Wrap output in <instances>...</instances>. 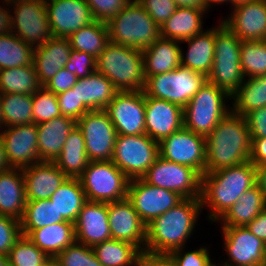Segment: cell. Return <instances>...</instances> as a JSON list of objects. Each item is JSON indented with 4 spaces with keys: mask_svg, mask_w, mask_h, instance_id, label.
<instances>
[{
    "mask_svg": "<svg viewBox=\"0 0 266 266\" xmlns=\"http://www.w3.org/2000/svg\"><path fill=\"white\" fill-rule=\"evenodd\" d=\"M117 135L145 134V94L143 91H118L106 107Z\"/></svg>",
    "mask_w": 266,
    "mask_h": 266,
    "instance_id": "e0dca14e",
    "label": "cell"
},
{
    "mask_svg": "<svg viewBox=\"0 0 266 266\" xmlns=\"http://www.w3.org/2000/svg\"><path fill=\"white\" fill-rule=\"evenodd\" d=\"M177 8H197L208 12L205 0H173Z\"/></svg>",
    "mask_w": 266,
    "mask_h": 266,
    "instance_id": "94428289",
    "label": "cell"
},
{
    "mask_svg": "<svg viewBox=\"0 0 266 266\" xmlns=\"http://www.w3.org/2000/svg\"><path fill=\"white\" fill-rule=\"evenodd\" d=\"M55 258L62 266H102L92 247L76 241Z\"/></svg>",
    "mask_w": 266,
    "mask_h": 266,
    "instance_id": "bcb514c9",
    "label": "cell"
},
{
    "mask_svg": "<svg viewBox=\"0 0 266 266\" xmlns=\"http://www.w3.org/2000/svg\"><path fill=\"white\" fill-rule=\"evenodd\" d=\"M251 233L266 243V208L246 225Z\"/></svg>",
    "mask_w": 266,
    "mask_h": 266,
    "instance_id": "680465c9",
    "label": "cell"
},
{
    "mask_svg": "<svg viewBox=\"0 0 266 266\" xmlns=\"http://www.w3.org/2000/svg\"><path fill=\"white\" fill-rule=\"evenodd\" d=\"M216 26L214 59L209 83L217 85L230 97L241 87L245 76L240 64V40L220 20Z\"/></svg>",
    "mask_w": 266,
    "mask_h": 266,
    "instance_id": "8992f818",
    "label": "cell"
},
{
    "mask_svg": "<svg viewBox=\"0 0 266 266\" xmlns=\"http://www.w3.org/2000/svg\"><path fill=\"white\" fill-rule=\"evenodd\" d=\"M75 126V120L63 115L37 125L40 162L55 161L63 149L67 136Z\"/></svg>",
    "mask_w": 266,
    "mask_h": 266,
    "instance_id": "484cf974",
    "label": "cell"
},
{
    "mask_svg": "<svg viewBox=\"0 0 266 266\" xmlns=\"http://www.w3.org/2000/svg\"><path fill=\"white\" fill-rule=\"evenodd\" d=\"M96 64L97 59L94 56L71 49L69 60L64 68L74 73L77 78H84L96 71Z\"/></svg>",
    "mask_w": 266,
    "mask_h": 266,
    "instance_id": "816d5d0a",
    "label": "cell"
},
{
    "mask_svg": "<svg viewBox=\"0 0 266 266\" xmlns=\"http://www.w3.org/2000/svg\"><path fill=\"white\" fill-rule=\"evenodd\" d=\"M225 266H266V243L249 231L246 226H220Z\"/></svg>",
    "mask_w": 266,
    "mask_h": 266,
    "instance_id": "5bb4252c",
    "label": "cell"
},
{
    "mask_svg": "<svg viewBox=\"0 0 266 266\" xmlns=\"http://www.w3.org/2000/svg\"><path fill=\"white\" fill-rule=\"evenodd\" d=\"M226 100L228 103L231 97L224 90L206 81L183 108V126L206 137L231 111Z\"/></svg>",
    "mask_w": 266,
    "mask_h": 266,
    "instance_id": "52a82bcc",
    "label": "cell"
},
{
    "mask_svg": "<svg viewBox=\"0 0 266 266\" xmlns=\"http://www.w3.org/2000/svg\"><path fill=\"white\" fill-rule=\"evenodd\" d=\"M203 211L200 198H184L175 207L146 225L144 252L168 254L185 247Z\"/></svg>",
    "mask_w": 266,
    "mask_h": 266,
    "instance_id": "6da1fadb",
    "label": "cell"
},
{
    "mask_svg": "<svg viewBox=\"0 0 266 266\" xmlns=\"http://www.w3.org/2000/svg\"><path fill=\"white\" fill-rule=\"evenodd\" d=\"M3 1H5L8 5H11L17 2L38 1V0H3Z\"/></svg>",
    "mask_w": 266,
    "mask_h": 266,
    "instance_id": "2644e50d",
    "label": "cell"
},
{
    "mask_svg": "<svg viewBox=\"0 0 266 266\" xmlns=\"http://www.w3.org/2000/svg\"><path fill=\"white\" fill-rule=\"evenodd\" d=\"M127 199L132 203L142 222L153 219L175 207L184 198L177 192L152 186L142 178L129 181Z\"/></svg>",
    "mask_w": 266,
    "mask_h": 266,
    "instance_id": "2e32d148",
    "label": "cell"
},
{
    "mask_svg": "<svg viewBox=\"0 0 266 266\" xmlns=\"http://www.w3.org/2000/svg\"><path fill=\"white\" fill-rule=\"evenodd\" d=\"M87 201L111 203L127 198L130 179L110 161H90L79 177Z\"/></svg>",
    "mask_w": 266,
    "mask_h": 266,
    "instance_id": "ba28073f",
    "label": "cell"
},
{
    "mask_svg": "<svg viewBox=\"0 0 266 266\" xmlns=\"http://www.w3.org/2000/svg\"><path fill=\"white\" fill-rule=\"evenodd\" d=\"M59 110L61 115L72 118L76 122L90 109L79 101L77 96V88H70L69 90L57 94Z\"/></svg>",
    "mask_w": 266,
    "mask_h": 266,
    "instance_id": "c3c4849f",
    "label": "cell"
},
{
    "mask_svg": "<svg viewBox=\"0 0 266 266\" xmlns=\"http://www.w3.org/2000/svg\"><path fill=\"white\" fill-rule=\"evenodd\" d=\"M0 266H10L8 256L0 254Z\"/></svg>",
    "mask_w": 266,
    "mask_h": 266,
    "instance_id": "003e7915",
    "label": "cell"
},
{
    "mask_svg": "<svg viewBox=\"0 0 266 266\" xmlns=\"http://www.w3.org/2000/svg\"><path fill=\"white\" fill-rule=\"evenodd\" d=\"M66 221L75 223L87 201L79 178L67 177L49 199Z\"/></svg>",
    "mask_w": 266,
    "mask_h": 266,
    "instance_id": "d590c367",
    "label": "cell"
},
{
    "mask_svg": "<svg viewBox=\"0 0 266 266\" xmlns=\"http://www.w3.org/2000/svg\"><path fill=\"white\" fill-rule=\"evenodd\" d=\"M220 266H225L222 262L221 264H219ZM218 264H216V262H211L209 266H219Z\"/></svg>",
    "mask_w": 266,
    "mask_h": 266,
    "instance_id": "8c879c8a",
    "label": "cell"
},
{
    "mask_svg": "<svg viewBox=\"0 0 266 266\" xmlns=\"http://www.w3.org/2000/svg\"><path fill=\"white\" fill-rule=\"evenodd\" d=\"M2 4L0 6V35L8 34L11 32V11L9 9L10 5H8L3 0Z\"/></svg>",
    "mask_w": 266,
    "mask_h": 266,
    "instance_id": "91938a15",
    "label": "cell"
},
{
    "mask_svg": "<svg viewBox=\"0 0 266 266\" xmlns=\"http://www.w3.org/2000/svg\"><path fill=\"white\" fill-rule=\"evenodd\" d=\"M77 79L74 73L66 68H62L43 86L57 95L72 88L76 84Z\"/></svg>",
    "mask_w": 266,
    "mask_h": 266,
    "instance_id": "db71d44e",
    "label": "cell"
},
{
    "mask_svg": "<svg viewBox=\"0 0 266 266\" xmlns=\"http://www.w3.org/2000/svg\"><path fill=\"white\" fill-rule=\"evenodd\" d=\"M108 220L112 239L132 243L144 252L146 225L127 198L108 203Z\"/></svg>",
    "mask_w": 266,
    "mask_h": 266,
    "instance_id": "44dd1931",
    "label": "cell"
},
{
    "mask_svg": "<svg viewBox=\"0 0 266 266\" xmlns=\"http://www.w3.org/2000/svg\"><path fill=\"white\" fill-rule=\"evenodd\" d=\"M136 1L145 9V11L160 27L175 12L177 8L173 0Z\"/></svg>",
    "mask_w": 266,
    "mask_h": 266,
    "instance_id": "f5cc1de1",
    "label": "cell"
},
{
    "mask_svg": "<svg viewBox=\"0 0 266 266\" xmlns=\"http://www.w3.org/2000/svg\"><path fill=\"white\" fill-rule=\"evenodd\" d=\"M10 266H44L50 259L28 237L21 236L8 254Z\"/></svg>",
    "mask_w": 266,
    "mask_h": 266,
    "instance_id": "ee69618b",
    "label": "cell"
},
{
    "mask_svg": "<svg viewBox=\"0 0 266 266\" xmlns=\"http://www.w3.org/2000/svg\"><path fill=\"white\" fill-rule=\"evenodd\" d=\"M206 12L197 8H176L160 27L161 37L182 42L201 33ZM204 15V16H203Z\"/></svg>",
    "mask_w": 266,
    "mask_h": 266,
    "instance_id": "1f68e13d",
    "label": "cell"
},
{
    "mask_svg": "<svg viewBox=\"0 0 266 266\" xmlns=\"http://www.w3.org/2000/svg\"><path fill=\"white\" fill-rule=\"evenodd\" d=\"M26 202L23 170L10 168L0 172V214L20 221Z\"/></svg>",
    "mask_w": 266,
    "mask_h": 266,
    "instance_id": "f1b7e54d",
    "label": "cell"
},
{
    "mask_svg": "<svg viewBox=\"0 0 266 266\" xmlns=\"http://www.w3.org/2000/svg\"><path fill=\"white\" fill-rule=\"evenodd\" d=\"M255 184L256 167L250 160L216 172H205L200 199L202 209L207 207L210 211L207 220L216 223Z\"/></svg>",
    "mask_w": 266,
    "mask_h": 266,
    "instance_id": "7a4b0ae2",
    "label": "cell"
},
{
    "mask_svg": "<svg viewBox=\"0 0 266 266\" xmlns=\"http://www.w3.org/2000/svg\"><path fill=\"white\" fill-rule=\"evenodd\" d=\"M71 49L67 38L54 36L50 37L45 44L34 48L33 65L42 86L65 67Z\"/></svg>",
    "mask_w": 266,
    "mask_h": 266,
    "instance_id": "d4e9b609",
    "label": "cell"
},
{
    "mask_svg": "<svg viewBox=\"0 0 266 266\" xmlns=\"http://www.w3.org/2000/svg\"><path fill=\"white\" fill-rule=\"evenodd\" d=\"M207 81V76L183 66L145 78L143 93L184 108Z\"/></svg>",
    "mask_w": 266,
    "mask_h": 266,
    "instance_id": "9c48e42d",
    "label": "cell"
},
{
    "mask_svg": "<svg viewBox=\"0 0 266 266\" xmlns=\"http://www.w3.org/2000/svg\"><path fill=\"white\" fill-rule=\"evenodd\" d=\"M4 129V130H3ZM0 135L11 168L23 169L40 162L35 123L4 127Z\"/></svg>",
    "mask_w": 266,
    "mask_h": 266,
    "instance_id": "d6986e66",
    "label": "cell"
},
{
    "mask_svg": "<svg viewBox=\"0 0 266 266\" xmlns=\"http://www.w3.org/2000/svg\"><path fill=\"white\" fill-rule=\"evenodd\" d=\"M54 37L68 38L81 27L95 21L85 0H44Z\"/></svg>",
    "mask_w": 266,
    "mask_h": 266,
    "instance_id": "ac0fdd59",
    "label": "cell"
},
{
    "mask_svg": "<svg viewBox=\"0 0 266 266\" xmlns=\"http://www.w3.org/2000/svg\"><path fill=\"white\" fill-rule=\"evenodd\" d=\"M27 237L50 258H55L76 241L74 223L70 221L35 229Z\"/></svg>",
    "mask_w": 266,
    "mask_h": 266,
    "instance_id": "4dcf8cb0",
    "label": "cell"
},
{
    "mask_svg": "<svg viewBox=\"0 0 266 266\" xmlns=\"http://www.w3.org/2000/svg\"><path fill=\"white\" fill-rule=\"evenodd\" d=\"M10 7L11 32L25 43L35 48L52 37L44 0L17 2Z\"/></svg>",
    "mask_w": 266,
    "mask_h": 266,
    "instance_id": "4fadbf2b",
    "label": "cell"
},
{
    "mask_svg": "<svg viewBox=\"0 0 266 266\" xmlns=\"http://www.w3.org/2000/svg\"><path fill=\"white\" fill-rule=\"evenodd\" d=\"M244 117L251 138H266V107L252 110Z\"/></svg>",
    "mask_w": 266,
    "mask_h": 266,
    "instance_id": "11a10c76",
    "label": "cell"
},
{
    "mask_svg": "<svg viewBox=\"0 0 266 266\" xmlns=\"http://www.w3.org/2000/svg\"><path fill=\"white\" fill-rule=\"evenodd\" d=\"M10 164L7 159L6 151H5V143L0 135V172L9 170Z\"/></svg>",
    "mask_w": 266,
    "mask_h": 266,
    "instance_id": "be15d7a7",
    "label": "cell"
},
{
    "mask_svg": "<svg viewBox=\"0 0 266 266\" xmlns=\"http://www.w3.org/2000/svg\"><path fill=\"white\" fill-rule=\"evenodd\" d=\"M89 162L83 134L76 125L67 136L63 149L54 163L67 177L79 178Z\"/></svg>",
    "mask_w": 266,
    "mask_h": 266,
    "instance_id": "d6a6232c",
    "label": "cell"
},
{
    "mask_svg": "<svg viewBox=\"0 0 266 266\" xmlns=\"http://www.w3.org/2000/svg\"><path fill=\"white\" fill-rule=\"evenodd\" d=\"M255 1V0H230L231 9L237 7L242 4H246L248 2ZM233 6V7H232Z\"/></svg>",
    "mask_w": 266,
    "mask_h": 266,
    "instance_id": "03108f58",
    "label": "cell"
},
{
    "mask_svg": "<svg viewBox=\"0 0 266 266\" xmlns=\"http://www.w3.org/2000/svg\"><path fill=\"white\" fill-rule=\"evenodd\" d=\"M181 43L159 37L152 45L142 51L144 76H154L175 70L181 66Z\"/></svg>",
    "mask_w": 266,
    "mask_h": 266,
    "instance_id": "4316f807",
    "label": "cell"
},
{
    "mask_svg": "<svg viewBox=\"0 0 266 266\" xmlns=\"http://www.w3.org/2000/svg\"><path fill=\"white\" fill-rule=\"evenodd\" d=\"M96 70L118 91H143L145 76L141 50L109 41L97 57Z\"/></svg>",
    "mask_w": 266,
    "mask_h": 266,
    "instance_id": "277c9868",
    "label": "cell"
},
{
    "mask_svg": "<svg viewBox=\"0 0 266 266\" xmlns=\"http://www.w3.org/2000/svg\"><path fill=\"white\" fill-rule=\"evenodd\" d=\"M107 26L109 41L141 51L161 36L160 26L136 0L129 2Z\"/></svg>",
    "mask_w": 266,
    "mask_h": 266,
    "instance_id": "5b68a950",
    "label": "cell"
},
{
    "mask_svg": "<svg viewBox=\"0 0 266 266\" xmlns=\"http://www.w3.org/2000/svg\"><path fill=\"white\" fill-rule=\"evenodd\" d=\"M67 39L72 49L83 51L97 59L109 42L107 23L94 21L73 32Z\"/></svg>",
    "mask_w": 266,
    "mask_h": 266,
    "instance_id": "f35d334b",
    "label": "cell"
},
{
    "mask_svg": "<svg viewBox=\"0 0 266 266\" xmlns=\"http://www.w3.org/2000/svg\"><path fill=\"white\" fill-rule=\"evenodd\" d=\"M1 110L4 127L33 123L31 94L2 93Z\"/></svg>",
    "mask_w": 266,
    "mask_h": 266,
    "instance_id": "b9f144b4",
    "label": "cell"
},
{
    "mask_svg": "<svg viewBox=\"0 0 266 266\" xmlns=\"http://www.w3.org/2000/svg\"><path fill=\"white\" fill-rule=\"evenodd\" d=\"M231 101V111L243 117L252 110L266 107V75L245 78Z\"/></svg>",
    "mask_w": 266,
    "mask_h": 266,
    "instance_id": "e575fe53",
    "label": "cell"
},
{
    "mask_svg": "<svg viewBox=\"0 0 266 266\" xmlns=\"http://www.w3.org/2000/svg\"><path fill=\"white\" fill-rule=\"evenodd\" d=\"M240 64L245 78L266 75L265 40L242 41Z\"/></svg>",
    "mask_w": 266,
    "mask_h": 266,
    "instance_id": "7bdbcfd3",
    "label": "cell"
},
{
    "mask_svg": "<svg viewBox=\"0 0 266 266\" xmlns=\"http://www.w3.org/2000/svg\"><path fill=\"white\" fill-rule=\"evenodd\" d=\"M215 38L216 26L180 42L188 45L186 53L181 51V66L208 76L213 66Z\"/></svg>",
    "mask_w": 266,
    "mask_h": 266,
    "instance_id": "83f0119b",
    "label": "cell"
},
{
    "mask_svg": "<svg viewBox=\"0 0 266 266\" xmlns=\"http://www.w3.org/2000/svg\"><path fill=\"white\" fill-rule=\"evenodd\" d=\"M44 266H62L57 260L56 258H50L45 264Z\"/></svg>",
    "mask_w": 266,
    "mask_h": 266,
    "instance_id": "a7ac6f4b",
    "label": "cell"
},
{
    "mask_svg": "<svg viewBox=\"0 0 266 266\" xmlns=\"http://www.w3.org/2000/svg\"><path fill=\"white\" fill-rule=\"evenodd\" d=\"M251 139V154L249 160L255 167L266 166V138Z\"/></svg>",
    "mask_w": 266,
    "mask_h": 266,
    "instance_id": "9f6ffc18",
    "label": "cell"
},
{
    "mask_svg": "<svg viewBox=\"0 0 266 266\" xmlns=\"http://www.w3.org/2000/svg\"><path fill=\"white\" fill-rule=\"evenodd\" d=\"M251 141L245 117L230 111L205 137L206 172H216L248 161Z\"/></svg>",
    "mask_w": 266,
    "mask_h": 266,
    "instance_id": "3957f363",
    "label": "cell"
},
{
    "mask_svg": "<svg viewBox=\"0 0 266 266\" xmlns=\"http://www.w3.org/2000/svg\"><path fill=\"white\" fill-rule=\"evenodd\" d=\"M95 21L108 23L132 0H85Z\"/></svg>",
    "mask_w": 266,
    "mask_h": 266,
    "instance_id": "f907efd6",
    "label": "cell"
},
{
    "mask_svg": "<svg viewBox=\"0 0 266 266\" xmlns=\"http://www.w3.org/2000/svg\"><path fill=\"white\" fill-rule=\"evenodd\" d=\"M72 88H77V96L90 110H105L118 90L112 82L97 70L87 77L78 78Z\"/></svg>",
    "mask_w": 266,
    "mask_h": 266,
    "instance_id": "f546056e",
    "label": "cell"
},
{
    "mask_svg": "<svg viewBox=\"0 0 266 266\" xmlns=\"http://www.w3.org/2000/svg\"><path fill=\"white\" fill-rule=\"evenodd\" d=\"M22 170L27 201L50 199L67 178L54 162L41 161Z\"/></svg>",
    "mask_w": 266,
    "mask_h": 266,
    "instance_id": "cb8c5ba5",
    "label": "cell"
},
{
    "mask_svg": "<svg viewBox=\"0 0 266 266\" xmlns=\"http://www.w3.org/2000/svg\"><path fill=\"white\" fill-rule=\"evenodd\" d=\"M64 221L66 220L49 199L27 201L20 220L21 233L27 237L35 229Z\"/></svg>",
    "mask_w": 266,
    "mask_h": 266,
    "instance_id": "74e56055",
    "label": "cell"
},
{
    "mask_svg": "<svg viewBox=\"0 0 266 266\" xmlns=\"http://www.w3.org/2000/svg\"><path fill=\"white\" fill-rule=\"evenodd\" d=\"M206 3H207V8L209 10V8L211 9L214 5V4H217V5H222L224 3H226V5H228L227 3H230V0H205Z\"/></svg>",
    "mask_w": 266,
    "mask_h": 266,
    "instance_id": "e7e4bbea",
    "label": "cell"
},
{
    "mask_svg": "<svg viewBox=\"0 0 266 266\" xmlns=\"http://www.w3.org/2000/svg\"><path fill=\"white\" fill-rule=\"evenodd\" d=\"M183 127V108L145 95V131L158 143Z\"/></svg>",
    "mask_w": 266,
    "mask_h": 266,
    "instance_id": "7402d4cb",
    "label": "cell"
},
{
    "mask_svg": "<svg viewBox=\"0 0 266 266\" xmlns=\"http://www.w3.org/2000/svg\"><path fill=\"white\" fill-rule=\"evenodd\" d=\"M92 248L102 266H138L142 253L136 245L112 238Z\"/></svg>",
    "mask_w": 266,
    "mask_h": 266,
    "instance_id": "8d00e7d4",
    "label": "cell"
},
{
    "mask_svg": "<svg viewBox=\"0 0 266 266\" xmlns=\"http://www.w3.org/2000/svg\"><path fill=\"white\" fill-rule=\"evenodd\" d=\"M159 156L168 161L206 172L205 137L184 126L159 142Z\"/></svg>",
    "mask_w": 266,
    "mask_h": 266,
    "instance_id": "9a60e30c",
    "label": "cell"
},
{
    "mask_svg": "<svg viewBox=\"0 0 266 266\" xmlns=\"http://www.w3.org/2000/svg\"><path fill=\"white\" fill-rule=\"evenodd\" d=\"M159 157V143L146 133L117 135L112 162L130 179L142 178Z\"/></svg>",
    "mask_w": 266,
    "mask_h": 266,
    "instance_id": "30bf717a",
    "label": "cell"
},
{
    "mask_svg": "<svg viewBox=\"0 0 266 266\" xmlns=\"http://www.w3.org/2000/svg\"><path fill=\"white\" fill-rule=\"evenodd\" d=\"M74 228L76 242L89 247L111 239L108 203L86 201L74 223Z\"/></svg>",
    "mask_w": 266,
    "mask_h": 266,
    "instance_id": "603a6c76",
    "label": "cell"
},
{
    "mask_svg": "<svg viewBox=\"0 0 266 266\" xmlns=\"http://www.w3.org/2000/svg\"><path fill=\"white\" fill-rule=\"evenodd\" d=\"M142 179L148 184L177 192L183 198H200L202 175L194 168L158 157Z\"/></svg>",
    "mask_w": 266,
    "mask_h": 266,
    "instance_id": "8fae6325",
    "label": "cell"
},
{
    "mask_svg": "<svg viewBox=\"0 0 266 266\" xmlns=\"http://www.w3.org/2000/svg\"><path fill=\"white\" fill-rule=\"evenodd\" d=\"M76 125L83 134L89 161L112 160L117 132L105 110L86 112Z\"/></svg>",
    "mask_w": 266,
    "mask_h": 266,
    "instance_id": "7c38bea8",
    "label": "cell"
},
{
    "mask_svg": "<svg viewBox=\"0 0 266 266\" xmlns=\"http://www.w3.org/2000/svg\"><path fill=\"white\" fill-rule=\"evenodd\" d=\"M34 48L14 33L0 35V70L33 65Z\"/></svg>",
    "mask_w": 266,
    "mask_h": 266,
    "instance_id": "60d3db41",
    "label": "cell"
},
{
    "mask_svg": "<svg viewBox=\"0 0 266 266\" xmlns=\"http://www.w3.org/2000/svg\"><path fill=\"white\" fill-rule=\"evenodd\" d=\"M256 184L266 201V166L256 167Z\"/></svg>",
    "mask_w": 266,
    "mask_h": 266,
    "instance_id": "6125c7cd",
    "label": "cell"
},
{
    "mask_svg": "<svg viewBox=\"0 0 266 266\" xmlns=\"http://www.w3.org/2000/svg\"><path fill=\"white\" fill-rule=\"evenodd\" d=\"M42 85L34 65L0 70V92L33 95Z\"/></svg>",
    "mask_w": 266,
    "mask_h": 266,
    "instance_id": "ab89813d",
    "label": "cell"
},
{
    "mask_svg": "<svg viewBox=\"0 0 266 266\" xmlns=\"http://www.w3.org/2000/svg\"><path fill=\"white\" fill-rule=\"evenodd\" d=\"M1 98H2V93L0 92V131L4 128L3 116H2V110H1Z\"/></svg>",
    "mask_w": 266,
    "mask_h": 266,
    "instance_id": "89a4df30",
    "label": "cell"
},
{
    "mask_svg": "<svg viewBox=\"0 0 266 266\" xmlns=\"http://www.w3.org/2000/svg\"><path fill=\"white\" fill-rule=\"evenodd\" d=\"M33 123L36 125L61 116L57 95L42 86L32 95Z\"/></svg>",
    "mask_w": 266,
    "mask_h": 266,
    "instance_id": "f6af8a7d",
    "label": "cell"
},
{
    "mask_svg": "<svg viewBox=\"0 0 266 266\" xmlns=\"http://www.w3.org/2000/svg\"><path fill=\"white\" fill-rule=\"evenodd\" d=\"M138 266H175V264L166 254L142 252L138 260Z\"/></svg>",
    "mask_w": 266,
    "mask_h": 266,
    "instance_id": "6f0895ef",
    "label": "cell"
},
{
    "mask_svg": "<svg viewBox=\"0 0 266 266\" xmlns=\"http://www.w3.org/2000/svg\"><path fill=\"white\" fill-rule=\"evenodd\" d=\"M222 23L242 41L266 39V0H255L231 9Z\"/></svg>",
    "mask_w": 266,
    "mask_h": 266,
    "instance_id": "ffe728a7",
    "label": "cell"
},
{
    "mask_svg": "<svg viewBox=\"0 0 266 266\" xmlns=\"http://www.w3.org/2000/svg\"><path fill=\"white\" fill-rule=\"evenodd\" d=\"M265 208L264 196L255 184L246 190L216 223L220 222L221 226H246Z\"/></svg>",
    "mask_w": 266,
    "mask_h": 266,
    "instance_id": "836d02e7",
    "label": "cell"
},
{
    "mask_svg": "<svg viewBox=\"0 0 266 266\" xmlns=\"http://www.w3.org/2000/svg\"><path fill=\"white\" fill-rule=\"evenodd\" d=\"M184 248L175 249L167 254L175 266H209L212 262L209 249L206 246L186 252Z\"/></svg>",
    "mask_w": 266,
    "mask_h": 266,
    "instance_id": "7dc6e473",
    "label": "cell"
},
{
    "mask_svg": "<svg viewBox=\"0 0 266 266\" xmlns=\"http://www.w3.org/2000/svg\"><path fill=\"white\" fill-rule=\"evenodd\" d=\"M21 236L20 221L0 214V254L8 256L11 248Z\"/></svg>",
    "mask_w": 266,
    "mask_h": 266,
    "instance_id": "681fc988",
    "label": "cell"
}]
</instances>
